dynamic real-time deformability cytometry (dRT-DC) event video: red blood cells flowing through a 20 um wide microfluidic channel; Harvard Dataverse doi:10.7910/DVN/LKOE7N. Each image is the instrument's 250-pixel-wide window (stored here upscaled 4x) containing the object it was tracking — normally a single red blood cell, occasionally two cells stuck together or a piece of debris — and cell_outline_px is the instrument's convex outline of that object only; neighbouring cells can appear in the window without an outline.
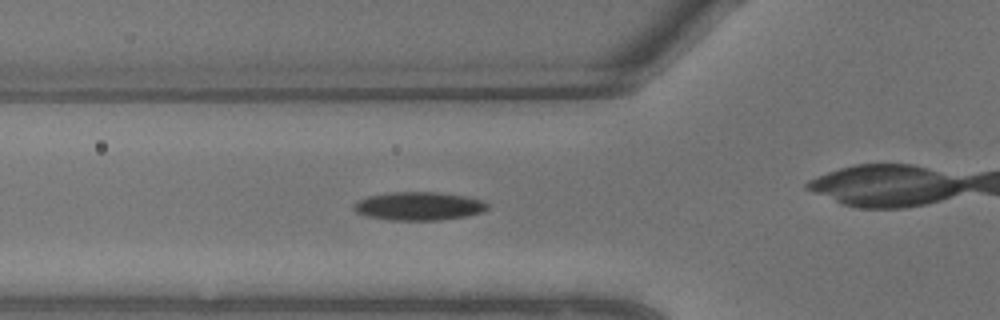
{"species": "common noctule bat (a hibernating species)", "species_latin": "Nyctalus noctula", "temperature_condition": "warm", "stored_images_in_passage": 9, "camera_frame_rate_fps": 3000, "um_per_image_px": 0.085, "animal": {"sex": "male", "body_mass_g": 13.3}, "frame": {"image": 1, "passage_image": 8, "time_ms": 2.333, "image_size_px": [1000, 320], "cell_outline_px": [[488, 208], [480, 212], [464, 216], [440, 220], [388, 220], [364, 216], [356, 212], [352, 208], [360, 200], [368, 196], [392, 192], [440, 192], [468, 196], [484, 200], [488, 204]], "centroid_in_image_um": [35.61, 17.51], "position_along_channel_um": 90.2, "area_um2": 22.14}}